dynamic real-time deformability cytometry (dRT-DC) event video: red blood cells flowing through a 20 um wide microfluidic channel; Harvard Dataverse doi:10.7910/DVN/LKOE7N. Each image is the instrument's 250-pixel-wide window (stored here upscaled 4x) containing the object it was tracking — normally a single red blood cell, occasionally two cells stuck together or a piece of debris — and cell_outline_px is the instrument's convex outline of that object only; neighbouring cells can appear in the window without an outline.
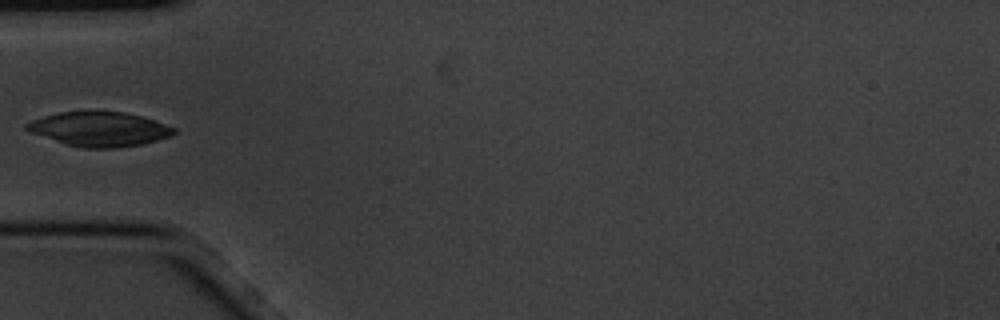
{"species": "common noctule bat (a hibernating species)", "species_latin": "Nyctalus noctula", "temperature_condition": "cold", "stored_images_in_passage": 5, "camera_frame_rate_fps": 3000, "um_per_image_px": 0.085, "animal": {"sex": "male", "body_mass_g": 20.1, "forearm_length_mm": 53.5}, "frame": {"image": 1, "passage_image": 5, "time_ms": 1.333, "image_size_px": [1000, 320], "cell_outline_px": [[176, 132], [168, 136], [156, 140], [140, 144], [116, 148], [84, 148], [68, 144], [32, 132], [24, 128], [24, 124], [32, 120], [44, 116], [60, 112], [88, 108], [124, 112], [156, 120], [176, 128]], "centroid_in_image_um": [8.45, 10.92], "position_along_channel_um": 76.6, "area_um2": 29.88}}